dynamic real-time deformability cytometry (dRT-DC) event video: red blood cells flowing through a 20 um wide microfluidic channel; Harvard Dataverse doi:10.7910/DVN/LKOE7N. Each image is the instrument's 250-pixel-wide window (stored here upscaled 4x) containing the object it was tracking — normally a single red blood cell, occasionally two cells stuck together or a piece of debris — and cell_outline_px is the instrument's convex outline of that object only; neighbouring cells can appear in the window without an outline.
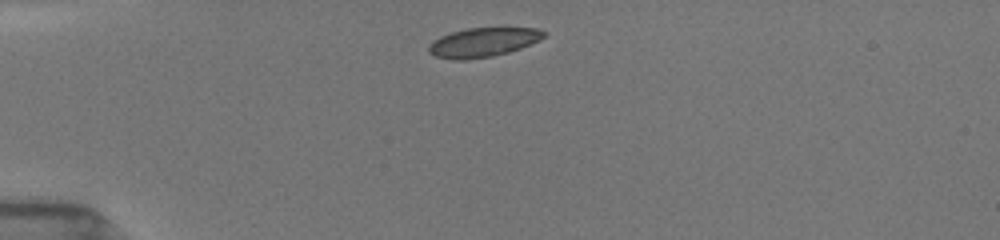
{"species": "common noctule bat (a hibernating species)", "species_latin": "Nyctalus noctula", "temperature_condition": "room temperature", "stored_images_in_passage": 33, "camera_frame_rate_fps": 3000, "um_per_image_px": 0.085, "animal": {"sex": "female", "body_mass_g": 19.5, "forearm_length_mm": 54.1}, "frame": {"image": 1, "passage_image": 1, "time_ms": 0.0, "image_size_px": [1000, 240], "cell_outline_px": [[548, 32], [540, 40], [520, 48], [508, 52], [492, 56], [464, 60], [452, 60], [436, 56], [428, 52], [428, 44], [432, 40], [440, 36], [452, 32], [468, 28], [536, 28]], "centroid_in_image_um": [41.03, 3.6], "position_along_channel_um": 44.0, "area_um2": 19.59}}
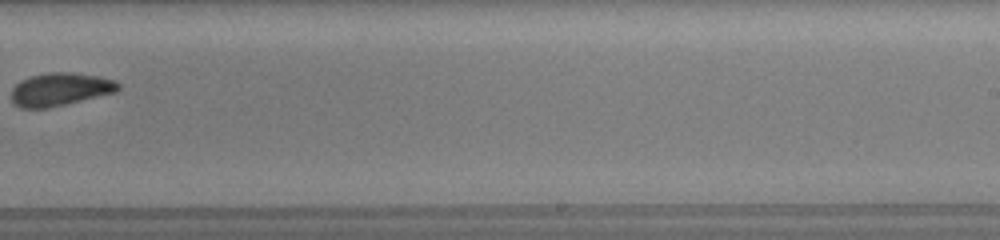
{"frame": {"image": 2, "passage_image": 16, "time_ms": 7.0, "image_size_px": [1000, 240], "cell_outline_px": [[120, 88], [116, 92], [48, 108], [20, 108], [12, 104], [12, 88], [20, 80], [28, 76], [48, 72], [72, 72], [96, 76], [116, 80], [120, 84]], "centroid_in_image_um": [5.08, 7.59], "position_along_channel_um": 283.9, "area_um2": 20.69}}
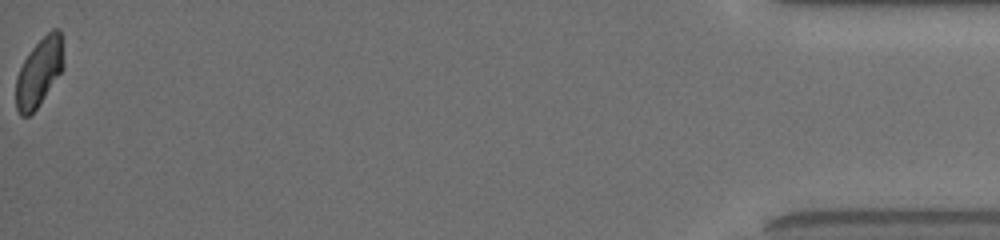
{"frame": {"image": 3, "passage_image": 33, "time_ms": 13.0, "image_size_px": [1000, 240], "cell_outline_px": [[64, 68], [36, 108], [28, 116], [20, 116], [16, 108], [16, 76], [28, 52], [52, 28], [60, 28], [64, 64]], "centroid_in_image_um": [3.33, 6.12], "position_along_channel_um": 431.9, "area_um2": 18.79}, "authors_computed_cell_mechanics": {"area_um2": 20.23, "velocity_mm_per_s": 3.9286, "shape_relaxation_time_tau1_ms": 2.666, "shape_relaxation_time_tau2_ms": 2.4478, "deformation_change_tau1": 0.0936, "deformation_change_tau2": 0.054}}